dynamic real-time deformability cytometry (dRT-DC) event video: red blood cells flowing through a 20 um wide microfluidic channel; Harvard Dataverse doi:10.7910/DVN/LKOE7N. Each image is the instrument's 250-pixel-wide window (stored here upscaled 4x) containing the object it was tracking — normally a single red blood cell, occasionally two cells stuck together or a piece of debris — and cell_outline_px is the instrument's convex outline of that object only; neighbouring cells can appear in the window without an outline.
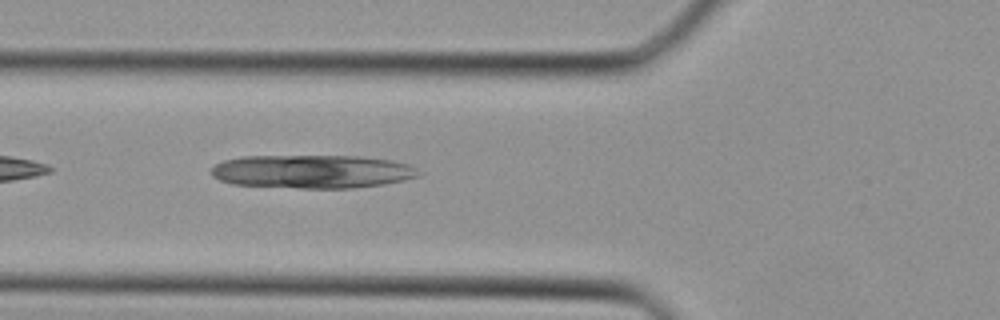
{"species": "Egyptian fruit bat (a non-hibernating species)", "species_latin": "Rousettus aegyptiacus", "temperature_condition": "cold", "stored_images_in_passage": 5, "camera_frame_rate_fps": 3000, "um_per_image_px": 0.085, "animal": {"sex": "female"}, "frame": {"image": 1, "passage_image": 5, "time_ms": 1.333, "image_size_px": [1000, 320], "cell_outline_px": [[424, 172], [420, 176], [404, 180], [384, 184], [352, 188], [300, 188], [232, 184], [220, 180], [212, 176], [212, 168], [216, 164], [224, 160], [240, 156], [360, 156], [388, 160], [408, 164]], "centroid_in_image_um": [26.57, 14.58], "position_along_channel_um": 99.2, "area_um2": 40.52}}